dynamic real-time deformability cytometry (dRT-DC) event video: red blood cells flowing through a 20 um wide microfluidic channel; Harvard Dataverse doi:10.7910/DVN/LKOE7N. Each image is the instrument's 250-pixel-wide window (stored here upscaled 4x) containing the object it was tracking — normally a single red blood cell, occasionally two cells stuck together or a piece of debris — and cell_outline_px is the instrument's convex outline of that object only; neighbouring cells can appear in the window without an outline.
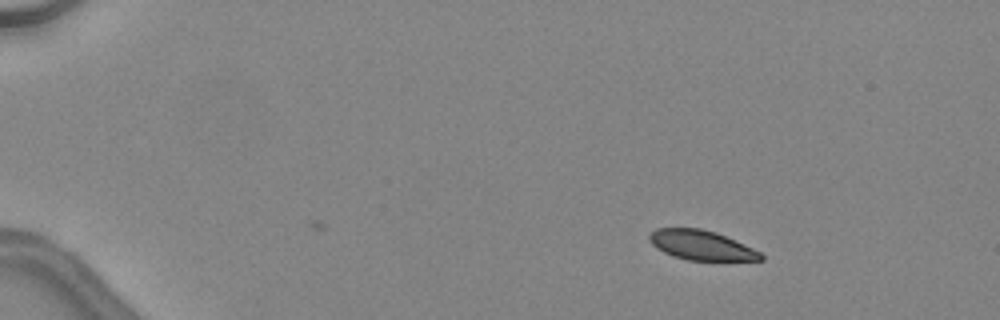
{"species": "common noctule bat (a hibernating species)", "species_latin": "Nyctalus noctula", "temperature_condition": "warm", "stored_images_in_passage": 2, "camera_frame_rate_fps": 3000, "um_per_image_px": 0.085, "animal": {"sex": "female", "body_mass_g": 24.6, "forearm_length_mm": 56.2}, "frame": {"image": 1, "passage_image": 2, "time_ms": 0.333, "image_size_px": [1000, 320], "cell_outline_px": [[764, 260], [688, 260], [672, 256], [656, 248], [648, 240], [648, 236], [656, 228], [700, 228], [716, 232], [752, 248], [760, 252], [764, 256]], "centroid_in_image_um": [59.58, 20.84], "position_along_channel_um": 25.4, "area_um2": 19.13}}